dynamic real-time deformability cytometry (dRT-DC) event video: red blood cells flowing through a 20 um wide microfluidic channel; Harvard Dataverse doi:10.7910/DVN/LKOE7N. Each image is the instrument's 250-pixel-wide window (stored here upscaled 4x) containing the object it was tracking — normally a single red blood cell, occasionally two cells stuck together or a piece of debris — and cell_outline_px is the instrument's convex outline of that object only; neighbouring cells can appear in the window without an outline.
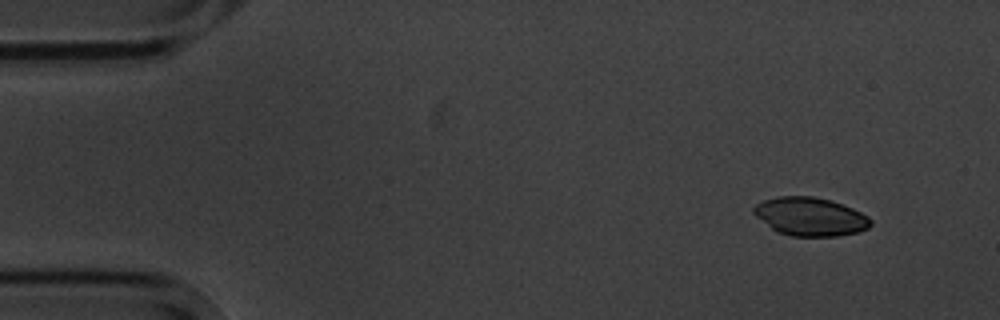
{"species": "common noctule bat (a hibernating species)", "species_latin": "Nyctalus noctula", "temperature_condition": "cold", "stored_images_in_passage": 4, "camera_frame_rate_fps": 3000, "um_per_image_px": 0.085, "animal": {"sex": "male", "body_mass_g": 20.1, "forearm_length_mm": 53.5}, "frame": {"image": 1, "passage_image": 1, "time_ms": 0.0, "image_size_px": [1000, 320], "cell_outline_px": [[872, 224], [868, 228], [860, 232], [836, 236], [792, 236], [776, 232], [756, 216], [752, 212], [752, 208], [756, 204], [764, 200], [776, 196], [812, 196], [832, 200], [852, 208], [868, 216], [872, 220]], "centroid_in_image_um": [68.87, 18.41], "position_along_channel_um": 16.1, "area_um2": 26.36}}
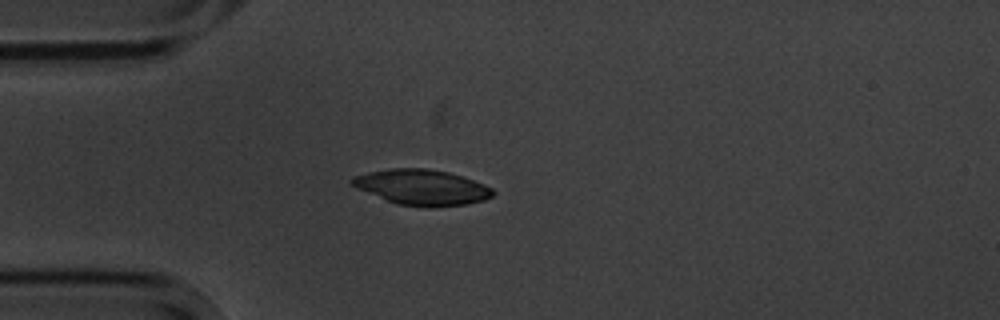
{"frame": {"image": 2, "passage_image": 4, "time_ms": 3.333, "image_size_px": [1000, 320], "cell_outline_px": [[496, 192], [492, 196], [484, 200], [468, 204], [432, 208], [428, 208], [396, 204], [356, 188], [348, 180], [352, 176], [368, 172], [392, 168], [428, 168], [448, 172], [484, 184], [492, 188]], "centroid_in_image_um": [35.85, 15.93], "position_along_channel_um": 49.2, "area_um2": 29.36}}